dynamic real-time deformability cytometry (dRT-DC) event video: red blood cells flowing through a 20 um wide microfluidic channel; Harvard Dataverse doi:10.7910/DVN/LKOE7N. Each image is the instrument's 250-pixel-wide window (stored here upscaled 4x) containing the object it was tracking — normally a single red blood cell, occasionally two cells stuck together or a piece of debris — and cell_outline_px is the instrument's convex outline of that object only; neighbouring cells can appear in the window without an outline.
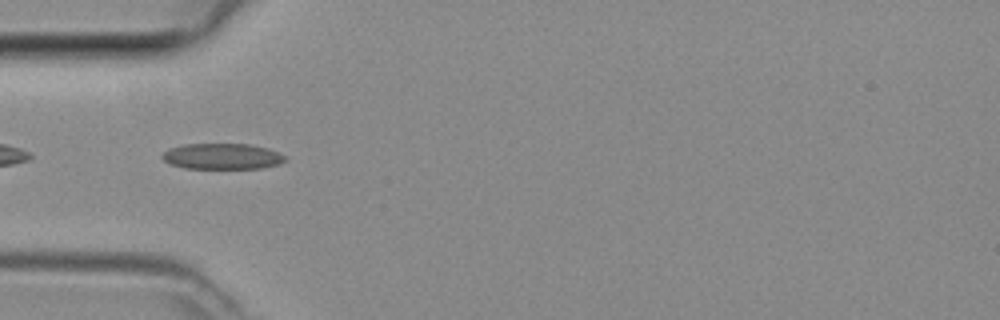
{"species": "common noctule bat (a hibernating species)", "species_latin": "Nyctalus noctula", "temperature_condition": "room temperature", "stored_images_in_passage": 5, "camera_frame_rate_fps": 3000, "um_per_image_px": 0.085, "animal": {"sex": "female", "body_mass_g": 29.2, "forearm_length_mm": 56.3}, "frame": {"image": 1, "passage_image": 4, "time_ms": 1.0, "image_size_px": [1000, 320], "cell_outline_px": [[288, 160], [280, 164], [260, 168], [184, 168], [172, 164], [164, 160], [160, 156], [168, 148], [184, 144], [248, 144], [268, 148], [280, 152]], "centroid_in_image_um": [18.91, 13.28], "position_along_channel_um": 66.1, "area_um2": 18.55}}
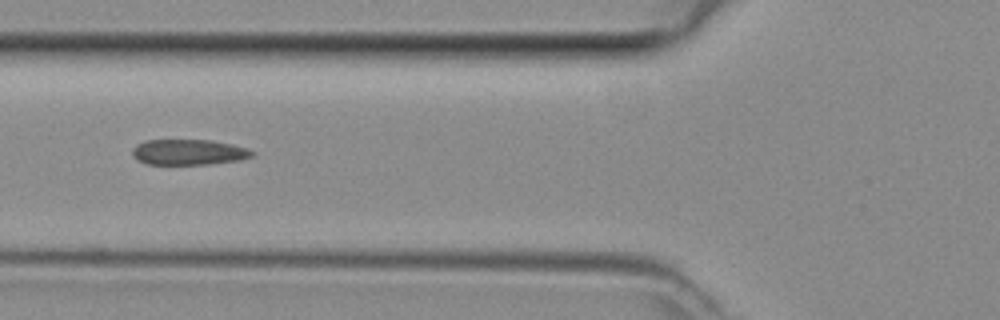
{"frame": {"image": 2, "passage_image": 5, "time_ms": 1.333, "image_size_px": [1000, 320], "cell_outline_px": [[256, 152], [252, 156], [240, 160], [208, 164], [148, 164], [132, 156], [132, 148], [136, 144], [144, 140], [212, 140], [232, 144], [248, 148]], "centroid_in_image_um": [16.05, 12.92], "position_along_channel_um": 109.8, "area_um2": 17.92}}